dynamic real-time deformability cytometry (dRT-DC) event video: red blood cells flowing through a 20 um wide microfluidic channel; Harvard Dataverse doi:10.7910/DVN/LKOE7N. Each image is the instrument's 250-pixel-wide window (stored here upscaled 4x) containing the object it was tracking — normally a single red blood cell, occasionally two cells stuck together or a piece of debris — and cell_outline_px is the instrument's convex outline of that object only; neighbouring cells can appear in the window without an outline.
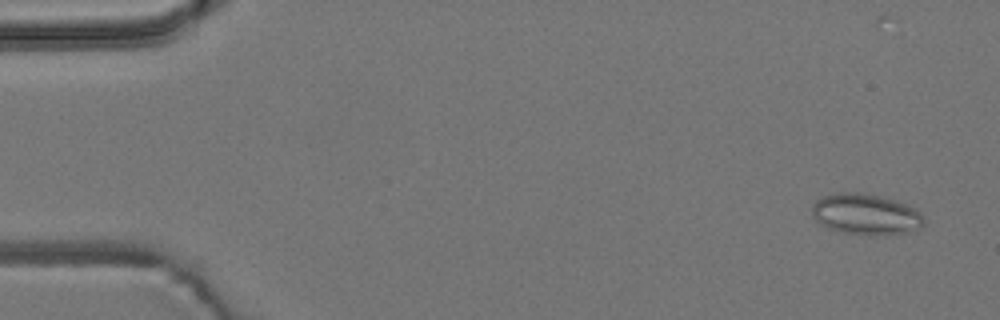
{"species": "common noctule bat (a hibernating species)", "species_latin": "Nyctalus noctula", "temperature_condition": "room temperature", "stored_images_in_passage": 4, "camera_frame_rate_fps": 3000, "um_per_image_px": 0.085, "animal": {"sex": "male", "body_mass_g": 19.2, "forearm_length_mm": 51.8}, "frame": {"image": 1, "passage_image": 1, "time_ms": 0.0, "image_size_px": [1000, 320], "cell_outline_px": [[924, 224], [904, 232], [844, 232], [828, 228], [820, 224], [816, 220], [812, 212], [812, 204], [816, 200], [824, 196], [840, 192], [856, 192], [876, 196], [892, 200], [916, 208], [920, 212], [924, 220]], "centroid_in_image_um": [73.52, 18.16], "position_along_channel_um": 11.5, "area_um2": 25.32}}